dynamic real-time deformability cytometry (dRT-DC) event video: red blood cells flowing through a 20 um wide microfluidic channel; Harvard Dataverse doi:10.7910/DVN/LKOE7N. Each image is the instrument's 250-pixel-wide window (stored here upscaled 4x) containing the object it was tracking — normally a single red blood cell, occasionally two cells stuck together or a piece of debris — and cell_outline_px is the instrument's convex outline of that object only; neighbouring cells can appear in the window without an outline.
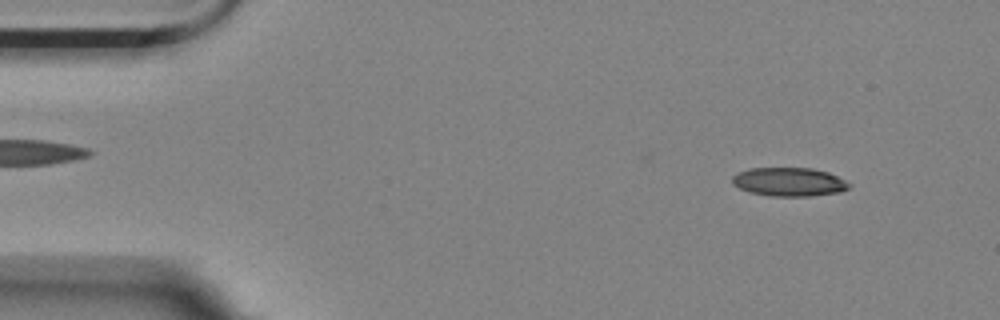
{"species": "Egyptian fruit bat (a non-hibernating species)", "species_latin": "Rousettus aegyptiacus", "temperature_condition": "room temperature", "stored_images_in_passage": 56, "camera_frame_rate_fps": 3000, "um_per_image_px": 0.085, "animal": {"sex": "female"}, "frame": {"image": 1, "passage_image": 5, "time_ms": 1.333, "image_size_px": [1000, 320], "cell_outline_px": [[852, 184], [848, 188], [840, 192], [808, 196], [772, 196], [748, 192], [732, 184], [732, 176], [736, 172], [748, 168], [812, 168], [828, 172]], "centroid_in_image_um": [67.03, 15.45], "position_along_channel_um": 18.0, "area_um2": 19.59}}
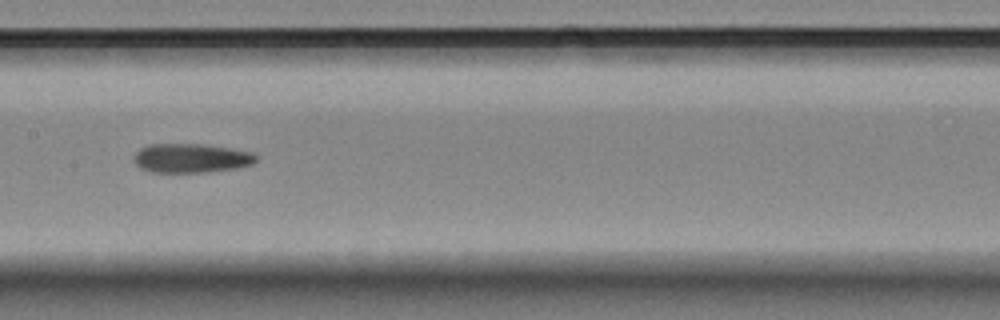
{"frame": {"image": 2, "passage_image": 27, "time_ms": 8.667, "image_size_px": [1000, 320], "cell_outline_px": [[256, 160], [252, 164], [240, 168], [204, 172], [148, 172], [140, 168], [136, 164], [136, 152], [140, 148], [148, 144], [204, 144], [232, 148], [252, 152], [256, 156]], "centroid_in_image_um": [16.27, 13.44], "position_along_channel_um": 191.1, "area_um2": 20.81}}
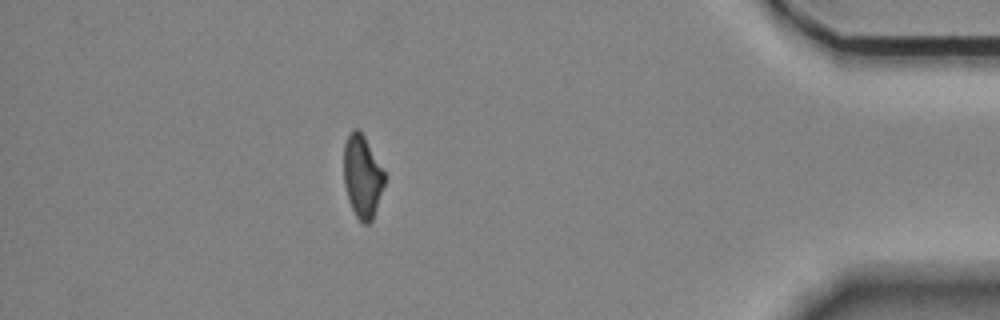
{"frame": {"image": 3, "passage_image": 49, "time_ms": 16.0, "image_size_px": [1000, 320], "cell_outline_px": [[384, 184], [372, 220], [368, 224], [364, 224], [356, 216], [348, 200], [344, 184], [344, 144], [348, 132], [352, 128], [356, 128], [364, 136], [384, 172]], "centroid_in_image_um": [30.76, 14.98], "position_along_channel_um": 404.4, "area_um2": 19.36}, "authors_computed_cell_mechanics": {"area_um2": 20.6924, "velocity_mm_per_s": 3.5302, "shape_relaxation_time_tau1_ms": null, "shape_relaxation_time_tau2_ms": 4.2636, "deformation_change_tau1": null, "deformation_change_tau2": 0.1266}}